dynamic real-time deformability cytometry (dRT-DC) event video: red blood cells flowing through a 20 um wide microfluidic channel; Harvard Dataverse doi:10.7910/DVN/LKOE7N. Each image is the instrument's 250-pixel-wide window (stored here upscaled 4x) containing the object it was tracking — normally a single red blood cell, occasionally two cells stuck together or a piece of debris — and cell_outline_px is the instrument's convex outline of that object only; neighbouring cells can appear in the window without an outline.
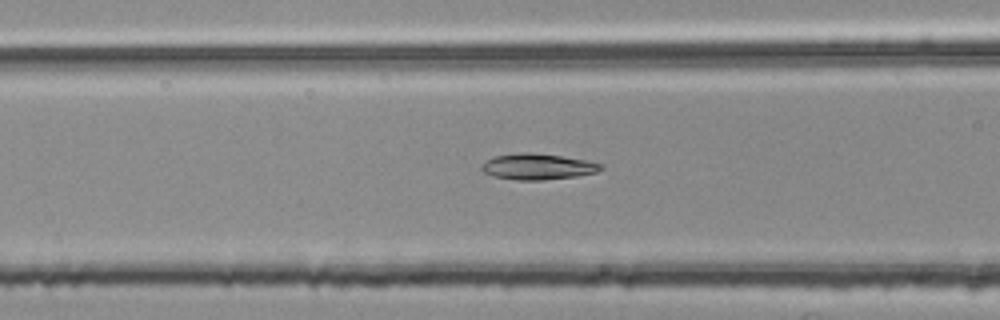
{"species": "common noctule bat (a hibernating species)", "species_latin": "Nyctalus noctula", "temperature_condition": "room temperature", "stored_images_in_passage": 35, "camera_frame_rate_fps": 3000, "um_per_image_px": 0.085, "animal": {"sex": "female", "body_mass_g": 25.1}, "frame": {"image": 1, "passage_image": 8, "time_ms": 2.333, "image_size_px": [1000, 320], "cell_outline_px": [[604, 168], [596, 172], [576, 176], [540, 180], [516, 180], [492, 176], [484, 172], [480, 168], [488, 160], [496, 156], [524, 152], [528, 152], [560, 156], [588, 160], [604, 164]], "centroid_in_image_um": [45.75, 14.17], "position_along_channel_um": 120.9, "area_um2": 17.86}}
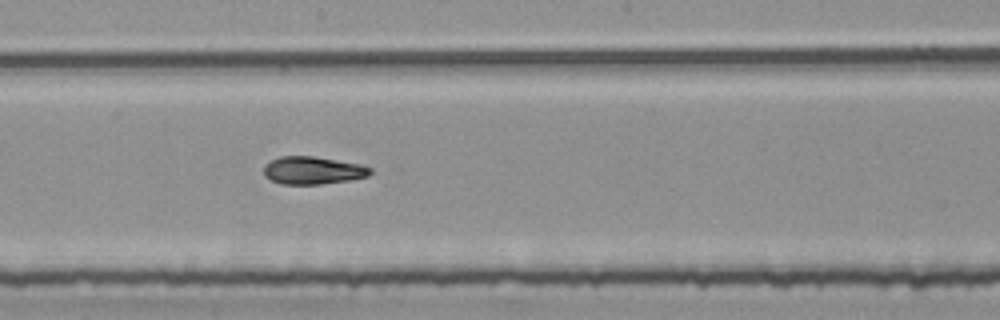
{"frame": {"image": 2, "passage_image": 16, "time_ms": 5.0, "image_size_px": [1000, 320], "cell_outline_px": [[372, 172], [368, 176], [352, 180], [320, 184], [280, 184], [264, 176], [264, 164], [280, 156], [312, 156], [364, 164], [372, 168]], "centroid_in_image_um": [26.63, 14.48], "position_along_channel_um": 221.6, "area_um2": 17.4}}
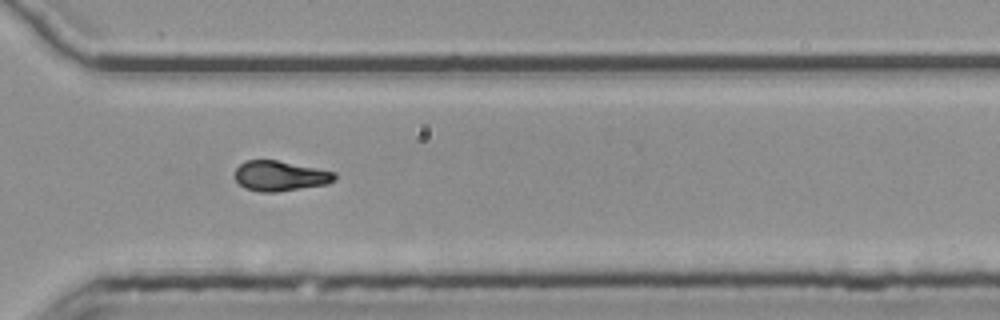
{"frame": {"image": 3, "passage_image": 26, "time_ms": 8.333, "image_size_px": [1000, 320], "cell_outline_px": [[336, 180], [328, 184], [276, 192], [260, 192], [244, 188], [236, 180], [236, 168], [244, 160], [276, 160], [336, 172]], "centroid_in_image_um": [23.82, 14.96], "position_along_channel_um": 346.8, "area_um2": 17.51}}